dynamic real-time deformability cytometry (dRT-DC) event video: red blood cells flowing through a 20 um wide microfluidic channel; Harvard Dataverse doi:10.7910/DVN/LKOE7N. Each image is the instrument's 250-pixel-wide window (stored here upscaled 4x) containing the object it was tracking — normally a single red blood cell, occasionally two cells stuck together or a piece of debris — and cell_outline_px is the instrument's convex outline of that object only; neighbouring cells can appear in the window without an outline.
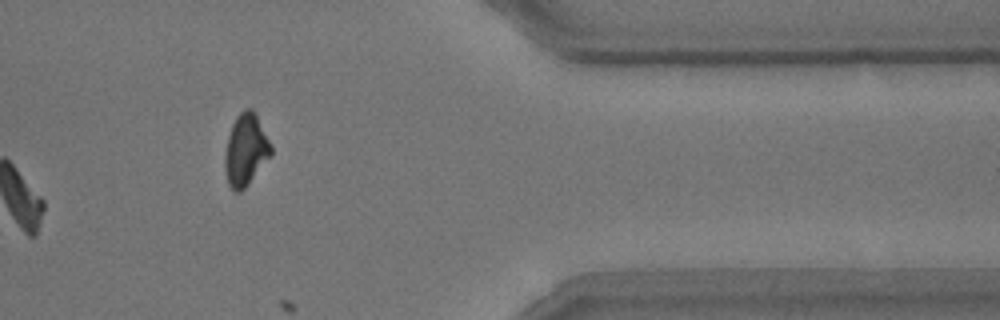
{"species": "common noctule bat (a hibernating species)", "species_latin": "Nyctalus noctula", "temperature_condition": "room temperature", "stored_images_in_passage": 42, "camera_frame_rate_fps": 3000, "um_per_image_px": 0.085, "animal": {"sex": "male", "body_mass_g": 15.6}, "frame": {"image": 1, "passage_image": 36, "time_ms": 11.667, "image_size_px": [1000, 320], "cell_outline_px": [[272, 156], [244, 188], [240, 192], [232, 192], [228, 184], [224, 168], [224, 152], [228, 136], [232, 124], [236, 116], [244, 108], [252, 108], [272, 148]], "centroid_in_image_um": [20.85, 12.77], "position_along_channel_um": 390.5, "area_um2": 19.31}}